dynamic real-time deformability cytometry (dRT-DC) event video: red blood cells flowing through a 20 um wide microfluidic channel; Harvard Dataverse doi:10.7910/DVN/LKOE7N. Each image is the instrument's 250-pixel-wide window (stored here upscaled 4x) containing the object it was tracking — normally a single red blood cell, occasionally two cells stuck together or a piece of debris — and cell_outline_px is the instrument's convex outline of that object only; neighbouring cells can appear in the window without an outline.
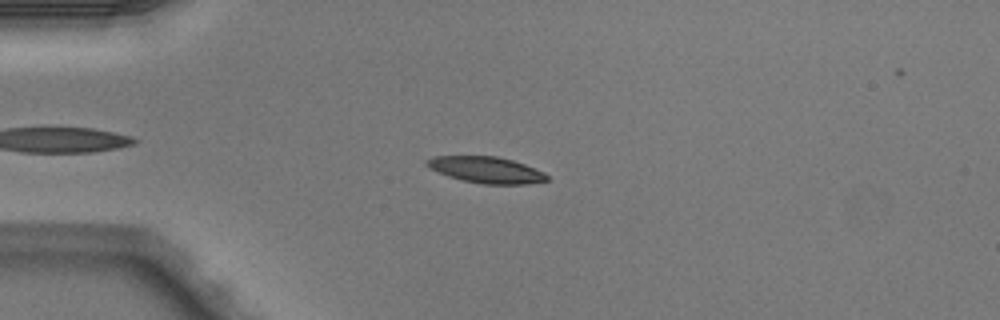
{"species": "Egyptian fruit bat (a non-hibernating species)", "species_latin": "Rousettus aegyptiacus", "temperature_condition": "warm", "stored_images_in_passage": 6, "camera_frame_rate_fps": 3000, "um_per_image_px": 0.085, "animal": {"sex": "male"}, "frame": {"image": 1, "passage_image": 4, "time_ms": 1.0, "image_size_px": [1000, 320], "cell_outline_px": [[548, 180], [528, 184], [484, 184], [464, 180], [448, 176], [428, 168], [424, 164], [424, 160], [432, 156], [496, 156], [512, 160], [524, 164], [544, 172], [548, 176]], "centroid_in_image_um": [41.29, 14.43], "position_along_channel_um": 43.7, "area_um2": 18.44}}
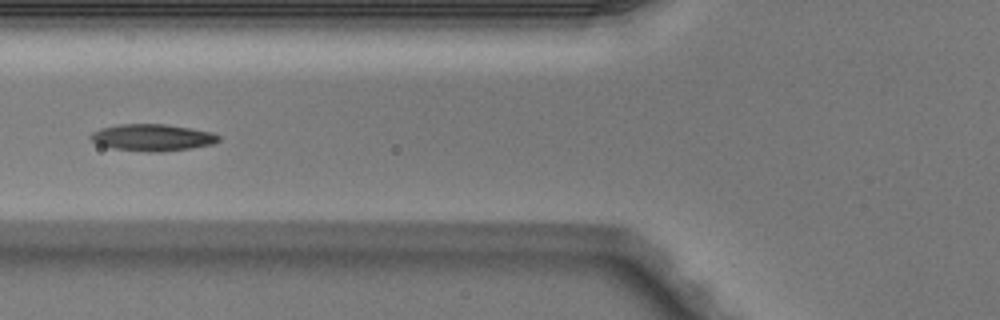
{"frame": {"image": 2, "passage_image": 6, "time_ms": 1.667, "image_size_px": [1000, 320], "cell_outline_px": [[220, 140], [212, 144], [192, 148], [160, 152], [148, 152], [112, 148], [100, 144], [92, 140], [88, 136], [92, 132], [100, 128], [120, 124], [164, 124], [212, 132], [220, 136]], "centroid_in_image_um": [12.95, 11.69], "position_along_channel_um": 112.8, "area_um2": 19.88}}